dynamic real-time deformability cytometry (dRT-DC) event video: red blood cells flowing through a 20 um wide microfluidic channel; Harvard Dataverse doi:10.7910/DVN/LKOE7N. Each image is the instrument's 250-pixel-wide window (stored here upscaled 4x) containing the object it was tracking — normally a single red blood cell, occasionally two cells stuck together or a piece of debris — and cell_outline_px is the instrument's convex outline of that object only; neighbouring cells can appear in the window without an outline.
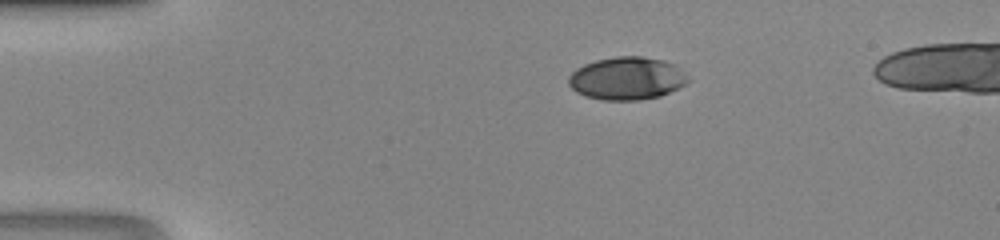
{"species": "human", "species_latin": "Homo sapiens", "temperature_condition": "room temperature", "stored_images_in_passage": 38, "camera_frame_rate_fps": 3000, "um_per_image_px": 0.085, "donor": {"sex": "male"}, "frame": {"image": 1, "passage_image": 1, "time_ms": 0.0, "image_size_px": [1000, 240], "cell_outline_px": [[688, 80], [684, 84], [660, 96], [640, 100], [604, 100], [584, 96], [576, 92], [568, 84], [568, 76], [576, 68], [584, 64], [596, 60], [616, 56], [640, 56], [664, 60], [676, 64]], "centroid_in_image_um": [53.23, 6.66], "position_along_channel_um": 31.8, "area_um2": 29.71}}
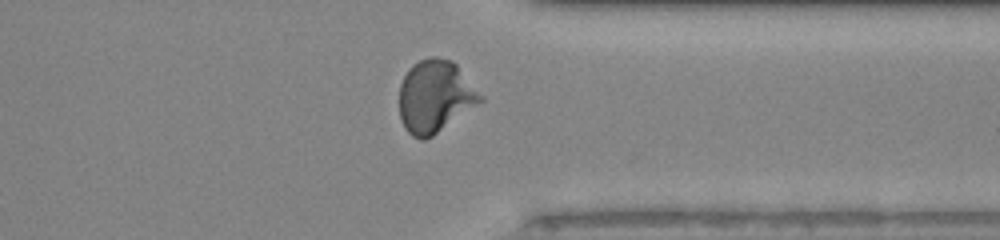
{"frame": {"image": 2, "passage_image": 28, "time_ms": 9.0, "image_size_px": [1000, 240], "cell_outline_px": [[484, 100], [432, 136], [424, 140], [420, 140], [412, 136], [404, 128], [400, 120], [400, 84], [408, 68], [412, 64], [428, 56], [436, 56], [452, 60], [456, 64], [484, 96]], "centroid_in_image_um": [36.98, 8.18], "position_along_channel_um": 374.4, "area_um2": 34.39}}
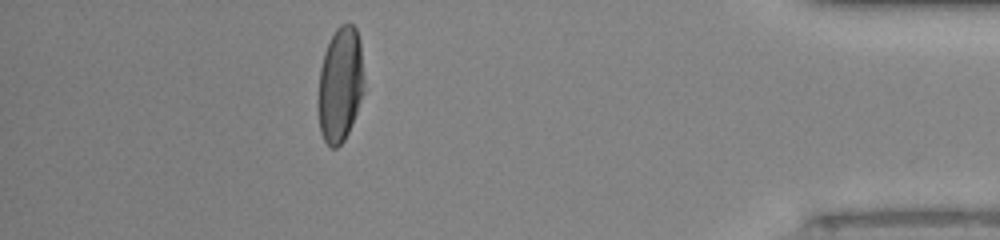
{"frame": {"image": 3, "passage_image": 33, "time_ms": 10.667, "image_size_px": [1000, 240], "cell_outline_px": [[364, 92], [348, 132], [344, 140], [336, 148], [332, 148], [324, 140], [320, 132], [316, 104], [320, 68], [324, 52], [336, 28], [340, 24], [352, 24], [356, 28], [360, 44], [364, 80]], "centroid_in_image_um": [28.89, 7.21], "position_along_channel_um": 406.3, "area_um2": 31.04}}